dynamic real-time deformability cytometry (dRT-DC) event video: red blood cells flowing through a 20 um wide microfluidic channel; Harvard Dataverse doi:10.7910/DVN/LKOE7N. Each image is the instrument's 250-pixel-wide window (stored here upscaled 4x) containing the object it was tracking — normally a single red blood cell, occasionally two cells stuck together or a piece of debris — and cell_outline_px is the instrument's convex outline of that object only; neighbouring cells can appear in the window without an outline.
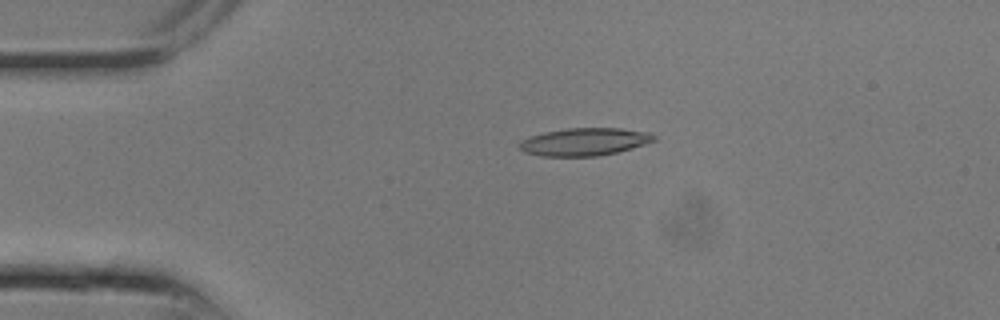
{"species": "common noctule bat (a hibernating species)", "species_latin": "Nyctalus noctula", "temperature_condition": "room temperature", "stored_images_in_passage": 7, "camera_frame_rate_fps": 3000, "um_per_image_px": 0.085, "animal": {"sex": "male", "body_mass_g": 13.3}, "frame": {"image": 1, "passage_image": 5, "time_ms": 1.333, "image_size_px": [1000, 320], "cell_outline_px": [[656, 140], [632, 148], [616, 152], [596, 156], [540, 156], [524, 152], [520, 148], [520, 140], [544, 132], [568, 128], [620, 128], [652, 132], [656, 136]], "centroid_in_image_um": [49.71, 12.04], "position_along_channel_um": 35.3, "area_um2": 21.68}}